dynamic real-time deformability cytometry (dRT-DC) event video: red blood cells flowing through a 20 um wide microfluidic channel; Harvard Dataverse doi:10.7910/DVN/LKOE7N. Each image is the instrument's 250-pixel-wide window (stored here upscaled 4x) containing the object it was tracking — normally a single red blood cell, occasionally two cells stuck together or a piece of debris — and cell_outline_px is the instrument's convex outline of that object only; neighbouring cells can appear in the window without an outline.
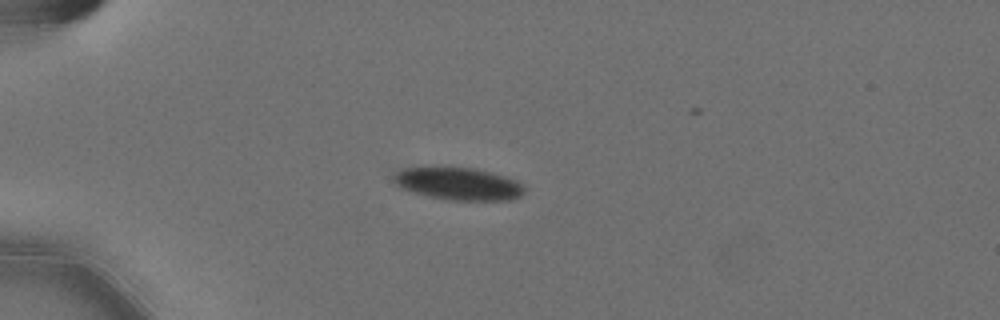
{"species": "Egyptian fruit bat (a non-hibernating species)", "species_latin": "Rousettus aegyptiacus", "temperature_condition": "cold", "stored_images_in_passage": 41, "camera_frame_rate_fps": 3000, "um_per_image_px": 0.085, "animal": {"sex": "female"}, "frame": {"image": 1, "passage_image": 1, "time_ms": 0.0, "image_size_px": [1000, 320], "cell_outline_px": [[524, 192], [520, 196], [512, 200], [452, 200], [428, 196], [412, 192], [400, 188], [392, 180], [392, 176], [400, 168], [476, 168], [504, 176], [516, 180], [524, 184]], "centroid_in_image_um": [38.96, 15.63], "position_along_channel_um": 46.0, "area_um2": 24.68}}
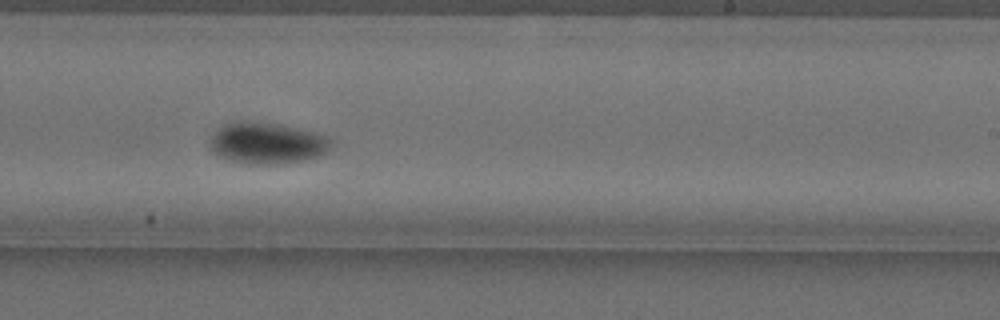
{"frame": {"image": 2, "passage_image": 22, "time_ms": 7.0, "image_size_px": [1000, 320], "cell_outline_px": [[332, 148], [316, 156], [284, 164], [248, 164], [232, 160], [216, 152], [208, 144], [212, 136], [224, 124], [244, 120], [280, 124], [316, 132], [328, 136], [332, 140]], "centroid_in_image_um": [22.75, 12.15], "position_along_channel_um": 266.3, "area_um2": 28.96}}
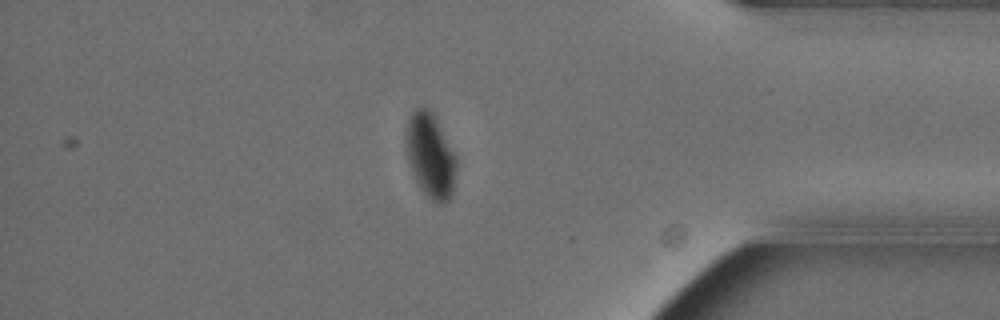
{"frame": {"image": 3, "passage_image": 35, "time_ms": 11.333, "image_size_px": [1000, 320], "cell_outline_px": [[456, 168], [452, 196], [444, 204], [440, 204], [432, 200], [420, 188], [416, 180], [408, 160], [404, 148], [404, 136], [408, 120], [412, 112], [416, 108], [428, 108], [436, 116], [456, 156]], "centroid_in_image_um": [36.57, 13.2], "position_along_channel_um": 398.6, "area_um2": 25.09}, "authors_computed_cell_mechanics": {"area_um2": 26.4724, "velocity_mm_per_s": 3.5633, "shape_relaxation_time_tau1_ms": 4.3947, "shape_relaxation_time_tau2_ms": null, "deformation_change_tau1": 0.1055, "deformation_change_tau2": null}}